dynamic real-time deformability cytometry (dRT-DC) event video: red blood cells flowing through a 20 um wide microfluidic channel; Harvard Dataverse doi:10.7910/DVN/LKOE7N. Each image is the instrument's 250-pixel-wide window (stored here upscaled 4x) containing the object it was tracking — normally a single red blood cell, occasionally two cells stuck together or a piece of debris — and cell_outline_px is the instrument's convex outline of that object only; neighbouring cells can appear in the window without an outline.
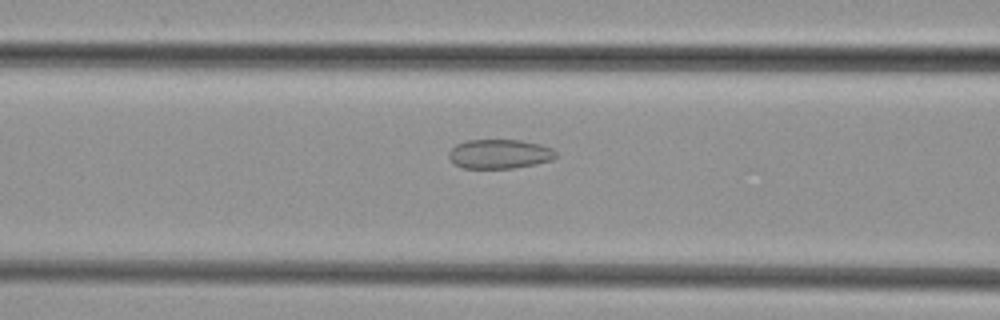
{"species": "common noctule bat (a hibernating species)", "species_latin": "Nyctalus noctula", "temperature_condition": "cold", "stored_images_in_passage": 36, "camera_frame_rate_fps": 3000, "um_per_image_px": 0.085, "animal": {"sex": "female", "body_mass_g": 29.2, "forearm_length_mm": 56.3}, "frame": {"image": 1, "passage_image": 8, "time_ms": 2.333, "image_size_px": [1000, 320], "cell_outline_px": [[556, 156], [552, 160], [536, 164], [512, 168], [464, 168], [456, 164], [448, 156], [448, 152], [456, 144], [468, 140], [520, 140], [540, 144], [552, 148], [556, 152]], "centroid_in_image_um": [42.47, 13.08], "position_along_channel_um": 124.1, "area_um2": 18.21}}
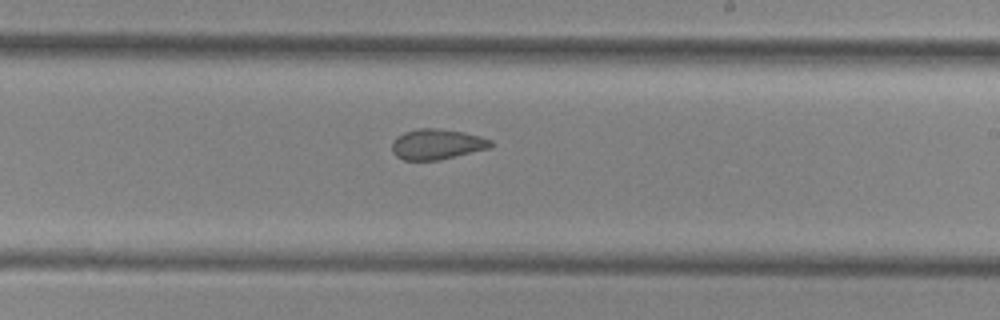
{"frame": {"image": 2, "passage_image": 17, "time_ms": 5.333, "image_size_px": [1000, 320], "cell_outline_px": [[492, 148], [440, 160], [404, 160], [396, 156], [392, 152], [392, 140], [396, 136], [404, 132], [416, 128], [436, 128], [464, 132], [480, 136], [492, 140]], "centroid_in_image_um": [37.14, 12.26], "position_along_channel_um": 251.9, "area_um2": 17.8}}
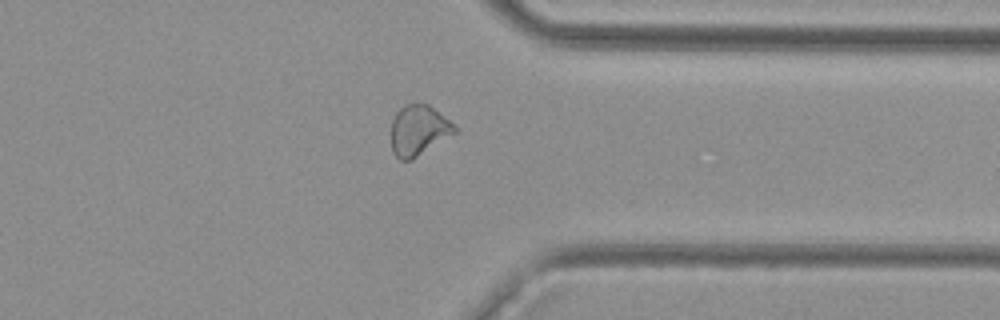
{"frame": {"image": 3, "passage_image": 26, "time_ms": 8.333, "image_size_px": [1000, 320], "cell_outline_px": [[456, 132], [412, 160], [400, 160], [392, 152], [392, 120], [396, 112], [404, 104], [428, 104], [448, 120], [456, 128]], "centroid_in_image_um": [35.54, 11.09], "position_along_channel_um": 375.9, "area_um2": 18.32}}